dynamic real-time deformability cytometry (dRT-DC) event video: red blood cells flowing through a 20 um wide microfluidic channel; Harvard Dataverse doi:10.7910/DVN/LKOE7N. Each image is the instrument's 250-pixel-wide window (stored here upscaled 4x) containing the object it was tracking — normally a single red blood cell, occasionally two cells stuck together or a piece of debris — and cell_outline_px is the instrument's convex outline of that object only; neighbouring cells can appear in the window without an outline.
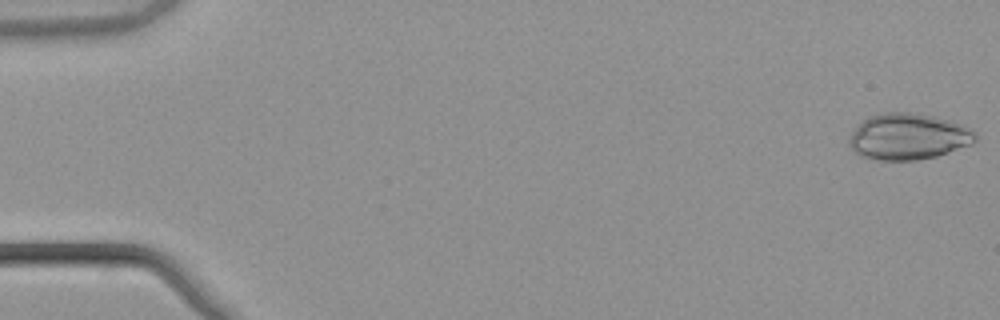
{"species": "common noctule bat (a hibernating species)", "species_latin": "Nyctalus noctula", "temperature_condition": "warm", "stored_images_in_passage": 53, "camera_frame_rate_fps": 3000, "um_per_image_px": 0.085, "animal": {"sex": "male", "body_mass_g": 21.5, "forearm_length_mm": 52.0}, "frame": {"image": 1, "passage_image": 1, "time_ms": 0.0, "image_size_px": [1000, 320], "cell_outline_px": [[976, 140], [972, 144], [936, 156], [916, 160], [880, 160], [860, 156], [848, 144], [848, 140], [852, 132], [864, 120], [880, 112], [908, 112], [932, 116], [960, 124], [972, 128], [976, 132]], "centroid_in_image_um": [77.21, 11.61], "position_along_channel_um": 7.8, "area_um2": 33.76}}
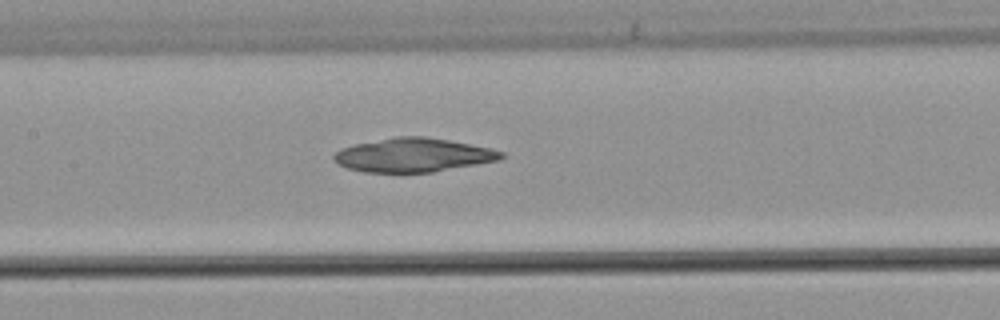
{"frame": {"image": 2, "passage_image": 26, "time_ms": 8.333, "image_size_px": [1000, 320], "cell_outline_px": [[504, 156], [500, 160], [432, 172], [364, 172], [348, 168], [340, 164], [332, 156], [340, 148], [356, 144], [396, 136], [424, 136], [448, 140], [488, 148], [504, 152]], "centroid_in_image_um": [35.13, 13.18], "position_along_channel_um": 172.3, "area_um2": 32.6}}
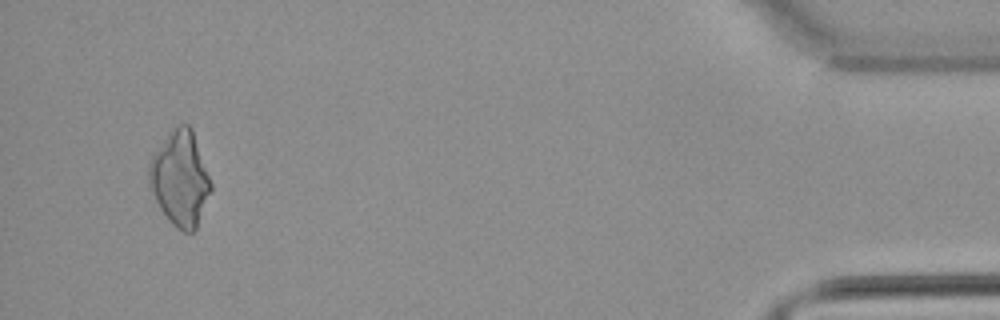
{"frame": {"image": 3, "passage_image": 51, "time_ms": 16.667, "image_size_px": [1000, 320], "cell_outline_px": [[212, 188], [196, 228], [192, 232], [184, 232], [176, 228], [168, 220], [160, 208], [156, 200], [148, 180], [148, 160], [168, 132], [172, 128], [180, 124], [188, 124], [192, 128], [212, 184]], "centroid_in_image_um": [15.29, 15.15], "position_along_channel_um": 419.9, "area_um2": 34.1}}